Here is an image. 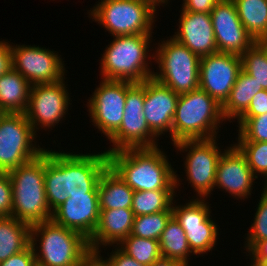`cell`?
I'll use <instances>...</instances> for the list:
<instances>
[{"label": "cell", "mask_w": 267, "mask_h": 266, "mask_svg": "<svg viewBox=\"0 0 267 266\" xmlns=\"http://www.w3.org/2000/svg\"><path fill=\"white\" fill-rule=\"evenodd\" d=\"M100 249L90 248L81 258L77 266H112L107 257L101 256Z\"/></svg>", "instance_id": "cell-40"}, {"label": "cell", "mask_w": 267, "mask_h": 266, "mask_svg": "<svg viewBox=\"0 0 267 266\" xmlns=\"http://www.w3.org/2000/svg\"><path fill=\"white\" fill-rule=\"evenodd\" d=\"M217 138L182 140L174 143L177 153L188 152L183 158L186 181H189L197 199L210 198L211 192L215 189L216 171L219 158L222 155L217 144Z\"/></svg>", "instance_id": "cell-10"}, {"label": "cell", "mask_w": 267, "mask_h": 266, "mask_svg": "<svg viewBox=\"0 0 267 266\" xmlns=\"http://www.w3.org/2000/svg\"><path fill=\"white\" fill-rule=\"evenodd\" d=\"M12 183L7 172H0V217H10L13 204Z\"/></svg>", "instance_id": "cell-36"}, {"label": "cell", "mask_w": 267, "mask_h": 266, "mask_svg": "<svg viewBox=\"0 0 267 266\" xmlns=\"http://www.w3.org/2000/svg\"><path fill=\"white\" fill-rule=\"evenodd\" d=\"M263 179L265 180L264 181V188H263V190H265V191H267V174L263 177Z\"/></svg>", "instance_id": "cell-46"}, {"label": "cell", "mask_w": 267, "mask_h": 266, "mask_svg": "<svg viewBox=\"0 0 267 266\" xmlns=\"http://www.w3.org/2000/svg\"><path fill=\"white\" fill-rule=\"evenodd\" d=\"M177 31L172 35L200 58L218 52L210 13L180 10Z\"/></svg>", "instance_id": "cell-21"}, {"label": "cell", "mask_w": 267, "mask_h": 266, "mask_svg": "<svg viewBox=\"0 0 267 266\" xmlns=\"http://www.w3.org/2000/svg\"><path fill=\"white\" fill-rule=\"evenodd\" d=\"M30 243L39 266H77L90 249L83 235L52 220L31 225Z\"/></svg>", "instance_id": "cell-6"}, {"label": "cell", "mask_w": 267, "mask_h": 266, "mask_svg": "<svg viewBox=\"0 0 267 266\" xmlns=\"http://www.w3.org/2000/svg\"><path fill=\"white\" fill-rule=\"evenodd\" d=\"M145 101V81L128 82L126 103L120 128L108 139L113 147L107 153L126 148L158 147V137L150 130L143 108Z\"/></svg>", "instance_id": "cell-11"}, {"label": "cell", "mask_w": 267, "mask_h": 266, "mask_svg": "<svg viewBox=\"0 0 267 266\" xmlns=\"http://www.w3.org/2000/svg\"><path fill=\"white\" fill-rule=\"evenodd\" d=\"M210 15L218 52L241 57L255 42L242 25L233 0H219Z\"/></svg>", "instance_id": "cell-17"}, {"label": "cell", "mask_w": 267, "mask_h": 266, "mask_svg": "<svg viewBox=\"0 0 267 266\" xmlns=\"http://www.w3.org/2000/svg\"><path fill=\"white\" fill-rule=\"evenodd\" d=\"M248 253L250 266H264L267 263V239L259 241Z\"/></svg>", "instance_id": "cell-41"}, {"label": "cell", "mask_w": 267, "mask_h": 266, "mask_svg": "<svg viewBox=\"0 0 267 266\" xmlns=\"http://www.w3.org/2000/svg\"><path fill=\"white\" fill-rule=\"evenodd\" d=\"M241 70L240 56L221 52L203 56L199 63V87L222 106Z\"/></svg>", "instance_id": "cell-16"}, {"label": "cell", "mask_w": 267, "mask_h": 266, "mask_svg": "<svg viewBox=\"0 0 267 266\" xmlns=\"http://www.w3.org/2000/svg\"><path fill=\"white\" fill-rule=\"evenodd\" d=\"M245 156L252 173L258 178L267 174V142H234ZM259 175V176H258Z\"/></svg>", "instance_id": "cell-34"}, {"label": "cell", "mask_w": 267, "mask_h": 266, "mask_svg": "<svg viewBox=\"0 0 267 266\" xmlns=\"http://www.w3.org/2000/svg\"><path fill=\"white\" fill-rule=\"evenodd\" d=\"M36 258L31 244L19 253L10 256L0 266H36Z\"/></svg>", "instance_id": "cell-37"}, {"label": "cell", "mask_w": 267, "mask_h": 266, "mask_svg": "<svg viewBox=\"0 0 267 266\" xmlns=\"http://www.w3.org/2000/svg\"><path fill=\"white\" fill-rule=\"evenodd\" d=\"M112 252L107 254L112 266H146L138 263L133 257L124 253L117 245L113 246Z\"/></svg>", "instance_id": "cell-39"}, {"label": "cell", "mask_w": 267, "mask_h": 266, "mask_svg": "<svg viewBox=\"0 0 267 266\" xmlns=\"http://www.w3.org/2000/svg\"><path fill=\"white\" fill-rule=\"evenodd\" d=\"M134 190L108 166L98 182L100 210L131 208Z\"/></svg>", "instance_id": "cell-24"}, {"label": "cell", "mask_w": 267, "mask_h": 266, "mask_svg": "<svg viewBox=\"0 0 267 266\" xmlns=\"http://www.w3.org/2000/svg\"><path fill=\"white\" fill-rule=\"evenodd\" d=\"M65 83L62 79L56 83L35 84L31 87L25 115L36 134L40 127L45 131L52 130L68 114L72 103Z\"/></svg>", "instance_id": "cell-13"}, {"label": "cell", "mask_w": 267, "mask_h": 266, "mask_svg": "<svg viewBox=\"0 0 267 266\" xmlns=\"http://www.w3.org/2000/svg\"><path fill=\"white\" fill-rule=\"evenodd\" d=\"M152 37V34L113 37L101 54V79L136 83L151 78L154 70H151L150 62L154 60V54L148 55V52Z\"/></svg>", "instance_id": "cell-3"}, {"label": "cell", "mask_w": 267, "mask_h": 266, "mask_svg": "<svg viewBox=\"0 0 267 266\" xmlns=\"http://www.w3.org/2000/svg\"><path fill=\"white\" fill-rule=\"evenodd\" d=\"M127 81L102 79L88 99V116L107 140L120 128L126 103Z\"/></svg>", "instance_id": "cell-15"}, {"label": "cell", "mask_w": 267, "mask_h": 266, "mask_svg": "<svg viewBox=\"0 0 267 266\" xmlns=\"http://www.w3.org/2000/svg\"><path fill=\"white\" fill-rule=\"evenodd\" d=\"M171 217L172 211L136 216L133 221L131 235L144 239L159 240Z\"/></svg>", "instance_id": "cell-32"}, {"label": "cell", "mask_w": 267, "mask_h": 266, "mask_svg": "<svg viewBox=\"0 0 267 266\" xmlns=\"http://www.w3.org/2000/svg\"><path fill=\"white\" fill-rule=\"evenodd\" d=\"M159 147L109 152V166L134 191L178 190L182 181Z\"/></svg>", "instance_id": "cell-2"}, {"label": "cell", "mask_w": 267, "mask_h": 266, "mask_svg": "<svg viewBox=\"0 0 267 266\" xmlns=\"http://www.w3.org/2000/svg\"><path fill=\"white\" fill-rule=\"evenodd\" d=\"M8 174L13 193L11 216L29 225L51 220L44 184L45 150Z\"/></svg>", "instance_id": "cell-5"}, {"label": "cell", "mask_w": 267, "mask_h": 266, "mask_svg": "<svg viewBox=\"0 0 267 266\" xmlns=\"http://www.w3.org/2000/svg\"><path fill=\"white\" fill-rule=\"evenodd\" d=\"M109 166L108 153L76 154L45 149V192L51 212L69 196L86 195Z\"/></svg>", "instance_id": "cell-1"}, {"label": "cell", "mask_w": 267, "mask_h": 266, "mask_svg": "<svg viewBox=\"0 0 267 266\" xmlns=\"http://www.w3.org/2000/svg\"><path fill=\"white\" fill-rule=\"evenodd\" d=\"M258 179L248 166L245 156L233 144L224 150L217 164L214 187L226 191L237 200L248 199L253 190V183Z\"/></svg>", "instance_id": "cell-19"}, {"label": "cell", "mask_w": 267, "mask_h": 266, "mask_svg": "<svg viewBox=\"0 0 267 266\" xmlns=\"http://www.w3.org/2000/svg\"><path fill=\"white\" fill-rule=\"evenodd\" d=\"M266 113L267 90H262L251 99L248 109L240 117H255Z\"/></svg>", "instance_id": "cell-38"}, {"label": "cell", "mask_w": 267, "mask_h": 266, "mask_svg": "<svg viewBox=\"0 0 267 266\" xmlns=\"http://www.w3.org/2000/svg\"><path fill=\"white\" fill-rule=\"evenodd\" d=\"M25 113H0V172H9L37 158L45 148ZM35 144H34V143Z\"/></svg>", "instance_id": "cell-9"}, {"label": "cell", "mask_w": 267, "mask_h": 266, "mask_svg": "<svg viewBox=\"0 0 267 266\" xmlns=\"http://www.w3.org/2000/svg\"><path fill=\"white\" fill-rule=\"evenodd\" d=\"M150 266H190V265H186L183 262L177 260L161 257Z\"/></svg>", "instance_id": "cell-44"}, {"label": "cell", "mask_w": 267, "mask_h": 266, "mask_svg": "<svg viewBox=\"0 0 267 266\" xmlns=\"http://www.w3.org/2000/svg\"><path fill=\"white\" fill-rule=\"evenodd\" d=\"M248 34L257 42H267V0H233Z\"/></svg>", "instance_id": "cell-27"}, {"label": "cell", "mask_w": 267, "mask_h": 266, "mask_svg": "<svg viewBox=\"0 0 267 266\" xmlns=\"http://www.w3.org/2000/svg\"><path fill=\"white\" fill-rule=\"evenodd\" d=\"M176 190L134 191L131 210L135 217L172 211V203L176 197Z\"/></svg>", "instance_id": "cell-29"}, {"label": "cell", "mask_w": 267, "mask_h": 266, "mask_svg": "<svg viewBox=\"0 0 267 266\" xmlns=\"http://www.w3.org/2000/svg\"><path fill=\"white\" fill-rule=\"evenodd\" d=\"M31 225L12 216L0 217V263L31 243Z\"/></svg>", "instance_id": "cell-25"}, {"label": "cell", "mask_w": 267, "mask_h": 266, "mask_svg": "<svg viewBox=\"0 0 267 266\" xmlns=\"http://www.w3.org/2000/svg\"><path fill=\"white\" fill-rule=\"evenodd\" d=\"M32 85L13 68L0 76V113H25Z\"/></svg>", "instance_id": "cell-23"}, {"label": "cell", "mask_w": 267, "mask_h": 266, "mask_svg": "<svg viewBox=\"0 0 267 266\" xmlns=\"http://www.w3.org/2000/svg\"><path fill=\"white\" fill-rule=\"evenodd\" d=\"M223 121L226 122L222 106L200 87L181 94L172 123V144L182 140L216 138Z\"/></svg>", "instance_id": "cell-4"}, {"label": "cell", "mask_w": 267, "mask_h": 266, "mask_svg": "<svg viewBox=\"0 0 267 266\" xmlns=\"http://www.w3.org/2000/svg\"><path fill=\"white\" fill-rule=\"evenodd\" d=\"M242 70L267 90V42L255 41L241 56Z\"/></svg>", "instance_id": "cell-30"}, {"label": "cell", "mask_w": 267, "mask_h": 266, "mask_svg": "<svg viewBox=\"0 0 267 266\" xmlns=\"http://www.w3.org/2000/svg\"><path fill=\"white\" fill-rule=\"evenodd\" d=\"M128 256L133 257L138 263L146 266L152 265L162 257L159 240L144 239L129 235L117 245Z\"/></svg>", "instance_id": "cell-31"}, {"label": "cell", "mask_w": 267, "mask_h": 266, "mask_svg": "<svg viewBox=\"0 0 267 266\" xmlns=\"http://www.w3.org/2000/svg\"><path fill=\"white\" fill-rule=\"evenodd\" d=\"M100 215L98 184L86 195H72L58 206L51 220L69 228L90 240L97 227Z\"/></svg>", "instance_id": "cell-18"}, {"label": "cell", "mask_w": 267, "mask_h": 266, "mask_svg": "<svg viewBox=\"0 0 267 266\" xmlns=\"http://www.w3.org/2000/svg\"><path fill=\"white\" fill-rule=\"evenodd\" d=\"M154 59L159 70L153 78L171 88L176 94L189 93L199 88L200 57L177 41L170 39L158 42ZM160 71V72H159Z\"/></svg>", "instance_id": "cell-8"}, {"label": "cell", "mask_w": 267, "mask_h": 266, "mask_svg": "<svg viewBox=\"0 0 267 266\" xmlns=\"http://www.w3.org/2000/svg\"><path fill=\"white\" fill-rule=\"evenodd\" d=\"M179 95L153 77L145 80L143 113L150 130L158 137L169 132L172 139V123Z\"/></svg>", "instance_id": "cell-20"}, {"label": "cell", "mask_w": 267, "mask_h": 266, "mask_svg": "<svg viewBox=\"0 0 267 266\" xmlns=\"http://www.w3.org/2000/svg\"><path fill=\"white\" fill-rule=\"evenodd\" d=\"M111 36L152 34L157 9L146 0H101L88 10Z\"/></svg>", "instance_id": "cell-7"}, {"label": "cell", "mask_w": 267, "mask_h": 266, "mask_svg": "<svg viewBox=\"0 0 267 266\" xmlns=\"http://www.w3.org/2000/svg\"><path fill=\"white\" fill-rule=\"evenodd\" d=\"M134 219L131 208L100 210L97 227L89 240L90 248L101 250L118 245L131 234Z\"/></svg>", "instance_id": "cell-22"}, {"label": "cell", "mask_w": 267, "mask_h": 266, "mask_svg": "<svg viewBox=\"0 0 267 266\" xmlns=\"http://www.w3.org/2000/svg\"><path fill=\"white\" fill-rule=\"evenodd\" d=\"M13 69L32 86L56 83L65 78V63L56 51L35 45H11ZM60 55V56H59Z\"/></svg>", "instance_id": "cell-14"}, {"label": "cell", "mask_w": 267, "mask_h": 266, "mask_svg": "<svg viewBox=\"0 0 267 266\" xmlns=\"http://www.w3.org/2000/svg\"><path fill=\"white\" fill-rule=\"evenodd\" d=\"M253 223L250 225L244 250L249 252L259 241L267 239V191L262 190L260 200L256 207ZM247 242V243H246Z\"/></svg>", "instance_id": "cell-35"}, {"label": "cell", "mask_w": 267, "mask_h": 266, "mask_svg": "<svg viewBox=\"0 0 267 266\" xmlns=\"http://www.w3.org/2000/svg\"><path fill=\"white\" fill-rule=\"evenodd\" d=\"M159 245L162 257L177 260L186 265H189L188 257L194 255L187 242L185 231L173 216L159 238Z\"/></svg>", "instance_id": "cell-28"}, {"label": "cell", "mask_w": 267, "mask_h": 266, "mask_svg": "<svg viewBox=\"0 0 267 266\" xmlns=\"http://www.w3.org/2000/svg\"><path fill=\"white\" fill-rule=\"evenodd\" d=\"M8 41H0V76L13 68L11 44Z\"/></svg>", "instance_id": "cell-43"}, {"label": "cell", "mask_w": 267, "mask_h": 266, "mask_svg": "<svg viewBox=\"0 0 267 266\" xmlns=\"http://www.w3.org/2000/svg\"><path fill=\"white\" fill-rule=\"evenodd\" d=\"M219 0H183L182 8L191 12L210 13Z\"/></svg>", "instance_id": "cell-42"}, {"label": "cell", "mask_w": 267, "mask_h": 266, "mask_svg": "<svg viewBox=\"0 0 267 266\" xmlns=\"http://www.w3.org/2000/svg\"><path fill=\"white\" fill-rule=\"evenodd\" d=\"M146 1L150 2L156 9L158 8V6L159 8L160 6L164 7L169 3V0H146Z\"/></svg>", "instance_id": "cell-45"}, {"label": "cell", "mask_w": 267, "mask_h": 266, "mask_svg": "<svg viewBox=\"0 0 267 266\" xmlns=\"http://www.w3.org/2000/svg\"><path fill=\"white\" fill-rule=\"evenodd\" d=\"M173 202L172 216L185 231L192 253L203 256L212 252L219 239V225L212 220L211 204L206 199H195L194 196L184 205H177L175 199Z\"/></svg>", "instance_id": "cell-12"}, {"label": "cell", "mask_w": 267, "mask_h": 266, "mask_svg": "<svg viewBox=\"0 0 267 266\" xmlns=\"http://www.w3.org/2000/svg\"><path fill=\"white\" fill-rule=\"evenodd\" d=\"M262 90V86L252 76L241 70L229 97L222 105L224 119H238L248 109L251 99Z\"/></svg>", "instance_id": "cell-26"}, {"label": "cell", "mask_w": 267, "mask_h": 266, "mask_svg": "<svg viewBox=\"0 0 267 266\" xmlns=\"http://www.w3.org/2000/svg\"><path fill=\"white\" fill-rule=\"evenodd\" d=\"M237 142H267V113L255 117H239Z\"/></svg>", "instance_id": "cell-33"}]
</instances>
